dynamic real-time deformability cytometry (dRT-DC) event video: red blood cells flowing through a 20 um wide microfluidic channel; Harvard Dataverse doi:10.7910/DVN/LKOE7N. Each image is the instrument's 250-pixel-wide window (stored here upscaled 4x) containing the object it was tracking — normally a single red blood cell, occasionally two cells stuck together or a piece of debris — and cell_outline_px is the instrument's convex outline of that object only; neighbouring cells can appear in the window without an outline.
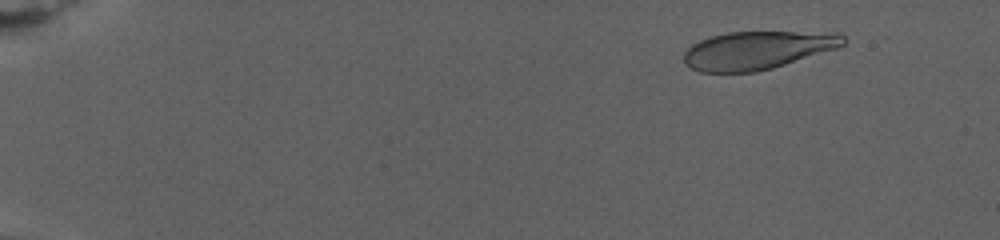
{"species": "human", "species_latin": "Homo sapiens", "temperature_condition": "warm", "stored_images_in_passage": 84, "camera_frame_rate_fps": 3000, "um_per_image_px": 0.085, "donor": {"sex": "female"}, "frame": {"image": 1, "passage_image": 10, "time_ms": 3.0, "image_size_px": [1000, 240], "cell_outline_px": [[848, 40], [844, 44], [836, 48], [772, 68], [756, 72], [700, 72], [684, 64], [684, 52], [692, 44], [708, 36], [728, 32], [840, 32]], "centroid_in_image_um": [64.37, 4.26], "position_along_channel_um": 20.6, "area_um2": 35.49}}
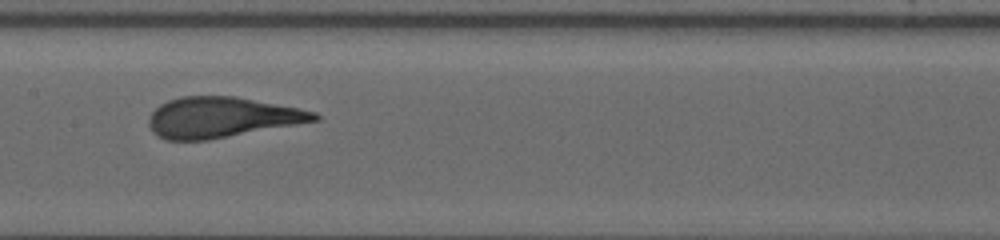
{"frame": {"image": 2, "passage_image": 48, "time_ms": 14.667, "image_size_px": [1000, 240], "cell_outline_px": [[320, 120], [208, 140], [164, 140], [152, 132], [148, 124], [148, 116], [160, 104], [168, 100], [180, 96], [236, 96], [316, 112], [320, 116]], "centroid_in_image_um": [18.79, 9.98], "position_along_channel_um": 188.6, "area_um2": 39.02}}
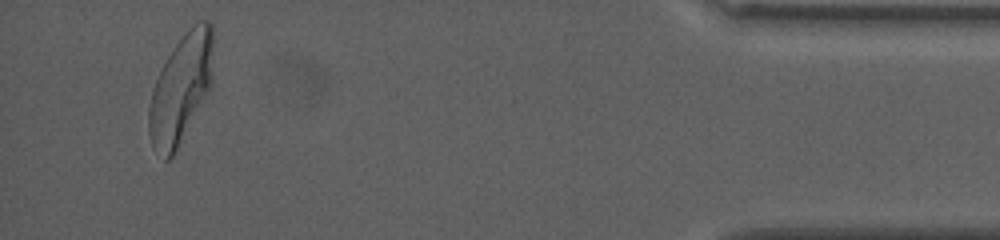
{"frame": {"image": 3, "passage_image": 81, "time_ms": 25.667, "image_size_px": [1000, 240], "cell_outline_px": [[212, 84], [208, 92], [172, 156], [168, 160], [164, 160], [152, 148], [148, 132], [148, 108], [152, 88], [168, 56], [184, 32], [196, 20], [208, 20], [212, 24]], "centroid_in_image_um": [15.36, 7.52], "position_along_channel_um": 419.8, "area_um2": 40.52}}